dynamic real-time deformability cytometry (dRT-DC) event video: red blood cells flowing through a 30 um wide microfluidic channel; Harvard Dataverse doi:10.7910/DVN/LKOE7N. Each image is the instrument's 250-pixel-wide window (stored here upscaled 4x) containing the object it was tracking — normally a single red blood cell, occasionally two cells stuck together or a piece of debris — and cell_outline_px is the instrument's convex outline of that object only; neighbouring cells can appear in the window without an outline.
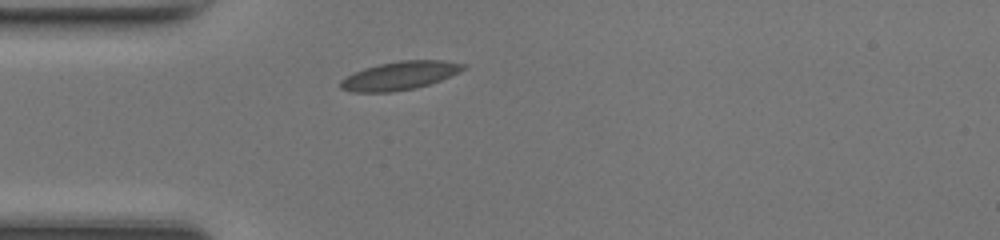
{"species": "common noctule bat (a hibernating species)", "species_latin": "Nyctalus noctula", "temperature_condition": "room temperature", "stored_images_in_passage": 36, "camera_frame_rate_fps": 3000, "um_per_image_px": 0.085, "animal": {"sex": "female", "body_mass_g": 17.0, "forearm_length_mm": 48.0}, "frame": {"image": 1, "passage_image": 1, "time_ms": 0.0, "image_size_px": [1000, 240], "cell_outline_px": [[464, 68], [440, 80], [428, 84], [412, 88], [392, 92], [352, 92], [340, 88], [340, 80], [364, 68], [380, 64], [400, 60], [444, 60], [464, 64]], "centroid_in_image_um": [33.93, 6.43], "position_along_channel_um": 51.1, "area_um2": 19.83}}
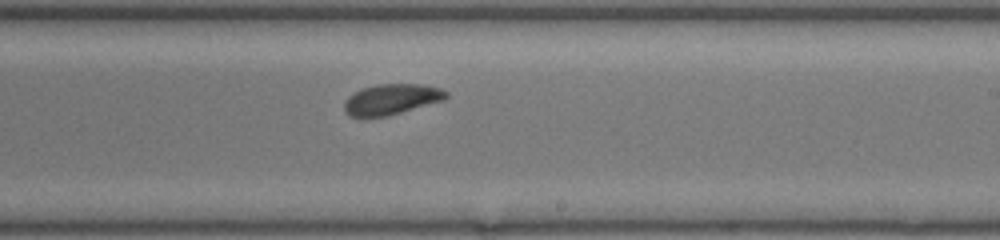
{"frame": {"image": 2, "passage_image": 16, "time_ms": 5.0, "image_size_px": [1000, 240], "cell_outline_px": [[448, 96], [444, 100], [400, 112], [384, 116], [348, 116], [344, 112], [344, 100], [348, 96], [360, 88], [376, 84], [420, 84], [440, 88], [448, 92]], "centroid_in_image_um": [33.24, 8.42], "position_along_channel_um": 255.8, "area_um2": 18.09}}
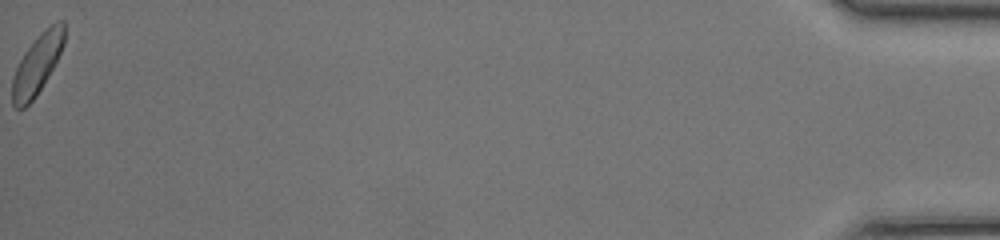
{"frame": {"image": 3, "passage_image": 36, "time_ms": 11.667, "image_size_px": [1000, 240], "cell_outline_px": [[64, 44], [52, 68], [36, 96], [24, 108], [16, 108], [12, 104], [12, 80], [16, 68], [24, 52], [52, 24], [60, 20], [64, 20]], "centroid_in_image_um": [3.14, 5.51], "position_along_channel_um": 432.1, "area_um2": 17.34}, "authors_computed_cell_mechanics": {"area_um2": 18.207, "velocity_mm_per_s": 4.2817, "shape_relaxation_time_tau1_ms": 2.3983, "shape_relaxation_time_tau2_ms": null, "deformation_change_tau1": 0.073, "deformation_change_tau2": null}}